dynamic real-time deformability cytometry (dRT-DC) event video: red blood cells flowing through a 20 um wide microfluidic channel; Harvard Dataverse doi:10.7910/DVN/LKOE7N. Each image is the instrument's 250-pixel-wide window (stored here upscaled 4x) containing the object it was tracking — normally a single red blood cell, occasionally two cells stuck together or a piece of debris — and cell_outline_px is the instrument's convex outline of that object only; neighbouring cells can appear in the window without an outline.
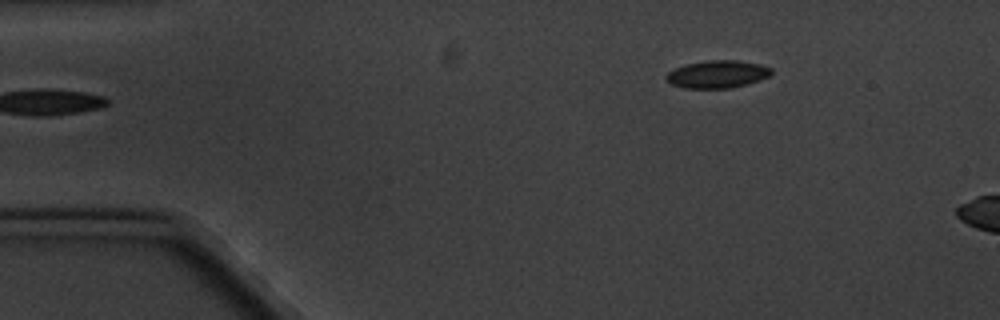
{"species": "common noctule bat (a hibernating species)", "species_latin": "Nyctalus noctula", "temperature_condition": "cold", "stored_images_in_passage": 3, "camera_frame_rate_fps": 3000, "um_per_image_px": 0.085, "animal": {"sex": "male", "body_mass_g": 20.1, "forearm_length_mm": 53.5}, "frame": {"image": 1, "passage_image": 1, "time_ms": 0.0, "image_size_px": [1000, 320], "cell_outline_px": [[772, 72], [768, 76], [760, 80], [728, 88], [684, 88], [672, 84], [664, 76], [668, 72], [676, 68], [688, 64], [708, 60], [736, 60], [760, 64], [772, 68]], "centroid_in_image_um": [60.98, 6.3], "position_along_channel_um": 24.0, "area_um2": 16.65}}